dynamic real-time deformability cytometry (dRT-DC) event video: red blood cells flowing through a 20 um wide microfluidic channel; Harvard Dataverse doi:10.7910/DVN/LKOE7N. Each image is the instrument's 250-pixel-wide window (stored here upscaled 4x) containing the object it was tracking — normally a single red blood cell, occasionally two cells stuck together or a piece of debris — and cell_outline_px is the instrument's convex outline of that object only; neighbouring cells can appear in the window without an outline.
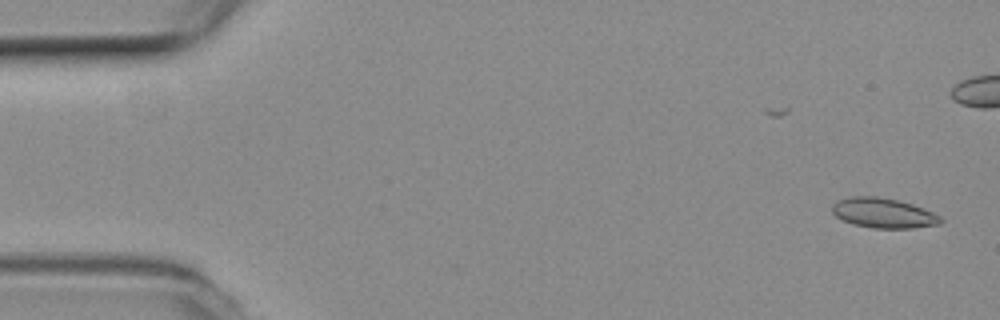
{"species": "common noctule bat (a hibernating species)", "species_latin": "Nyctalus noctula", "temperature_condition": "room temperature", "stored_images_in_passage": 54, "camera_frame_rate_fps": 3000, "um_per_image_px": 0.085, "animal": {"sex": "female", "body_mass_g": 19.3, "forearm_length_mm": 54.1}, "frame": {"image": 1, "passage_image": 1, "time_ms": 0.0, "image_size_px": [1000, 320], "cell_outline_px": [[944, 220], [940, 224], [912, 228], [872, 228], [852, 224], [836, 216], [832, 212], [832, 204], [836, 200], [852, 196], [876, 196], [896, 200], [912, 204], [932, 212], [940, 216]], "centroid_in_image_um": [75.07, 18.11], "position_along_channel_um": 9.9, "area_um2": 18.9}}
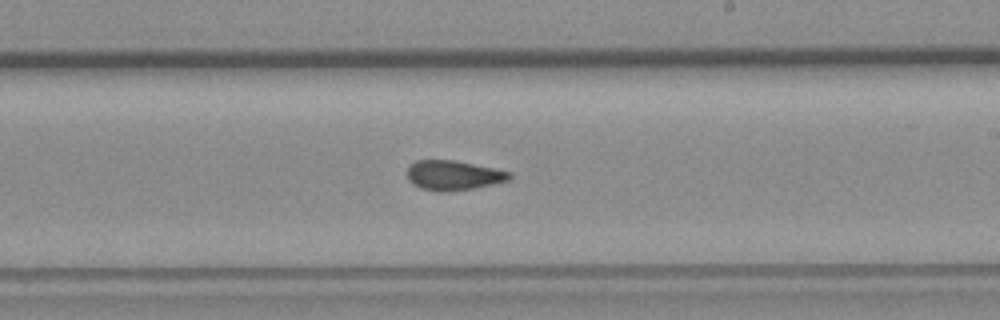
{"frame": {"image": 2, "passage_image": 30, "time_ms": 9.667, "image_size_px": [1000, 320], "cell_outline_px": [[512, 176], [508, 180], [476, 188], [448, 192], [440, 192], [420, 188], [412, 184], [408, 180], [408, 164], [416, 160], [452, 160], [512, 172]], "centroid_in_image_um": [38.5, 14.91], "position_along_channel_um": 250.5, "area_um2": 17.74}}
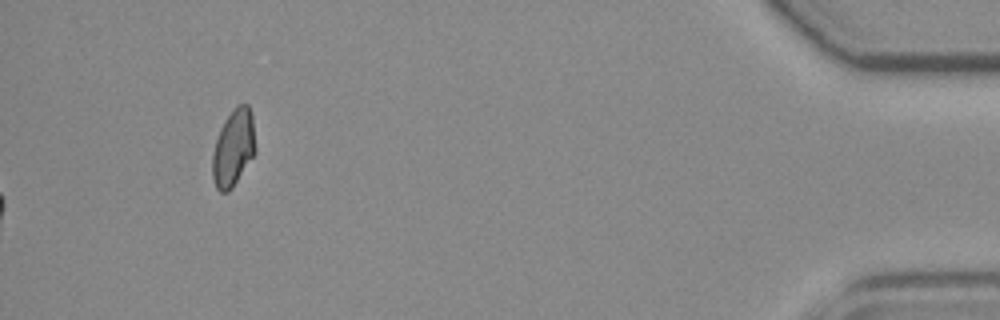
{"frame": {"image": 3, "passage_image": 54, "time_ms": 17.667, "image_size_px": [1000, 320], "cell_outline_px": [[256, 152], [232, 188], [228, 192], [220, 192], [216, 188], [212, 176], [212, 156], [216, 140], [220, 128], [224, 120], [232, 108], [236, 104], [248, 104], [252, 112]], "centroid_in_image_um": [19.84, 12.54], "position_along_channel_um": 415.4, "area_um2": 19.48}, "authors_computed_cell_mechanics": {"area_um2": 17.9758, "velocity_mm_per_s": 3.8086, "shape_relaxation_time_tau1_ms": null, "shape_relaxation_time_tau2_ms": 1.8027, "deformation_change_tau1": null, "deformation_change_tau2": 0.071}}